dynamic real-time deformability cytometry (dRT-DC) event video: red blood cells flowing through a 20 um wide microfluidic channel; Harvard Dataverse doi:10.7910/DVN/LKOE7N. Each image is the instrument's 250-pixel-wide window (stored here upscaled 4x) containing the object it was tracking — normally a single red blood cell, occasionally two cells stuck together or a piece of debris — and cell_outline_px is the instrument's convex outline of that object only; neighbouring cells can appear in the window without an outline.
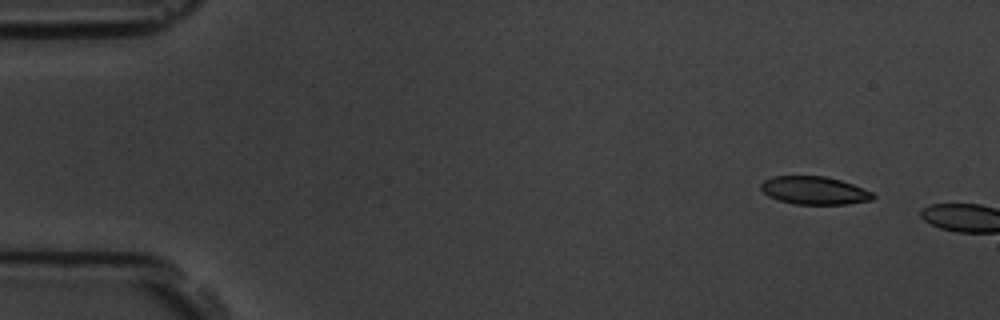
{"species": "common noctule bat (a hibernating species)", "species_latin": "Nyctalus noctula", "temperature_condition": "room temperature", "stored_images_in_passage": 2, "camera_frame_rate_fps": 3000, "um_per_image_px": 0.085, "animal": {"sex": "male", "body_mass_g": 19.5, "forearm_length_mm": 54.6}, "frame": {"image": 1, "passage_image": 1, "time_ms": 0.0, "image_size_px": [1000, 320], "cell_outline_px": [[876, 196], [872, 200], [848, 204], [796, 204], [780, 200], [768, 196], [760, 188], [760, 184], [764, 180], [772, 176], [824, 176], [840, 180], [852, 184], [872, 192]], "centroid_in_image_um": [69.21, 16.19], "position_along_channel_um": 15.8, "area_um2": 18.21}}